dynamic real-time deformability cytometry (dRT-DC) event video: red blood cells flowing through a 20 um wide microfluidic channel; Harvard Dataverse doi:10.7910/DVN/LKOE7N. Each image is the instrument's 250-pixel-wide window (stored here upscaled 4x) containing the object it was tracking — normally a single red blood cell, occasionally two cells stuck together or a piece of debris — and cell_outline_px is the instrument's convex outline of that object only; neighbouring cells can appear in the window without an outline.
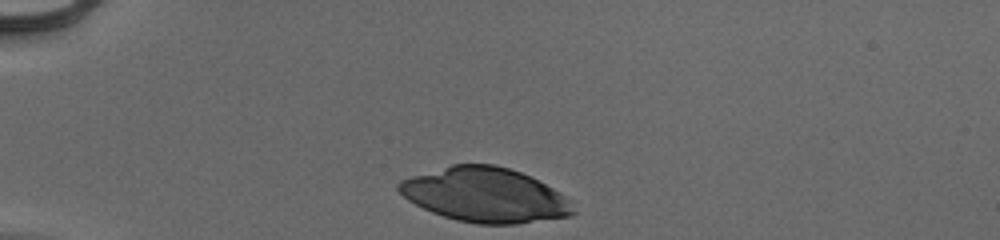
{"species": "human", "species_latin": "Homo sapiens", "temperature_condition": "cold", "stored_images_in_passage": 32, "camera_frame_rate_fps": 3000, "um_per_image_px": 0.085, "donor": {"sex": "male"}, "frame": {"image": 1, "passage_image": 1, "time_ms": 0.0, "image_size_px": [1000, 240], "cell_outline_px": [[576, 212], [572, 216], [516, 224], [476, 224], [456, 220], [432, 212], [408, 200], [396, 188], [396, 184], [400, 180], [412, 176], [452, 164], [496, 164], [520, 172], [552, 188], [572, 200]], "centroid_in_image_um": [41.25, 16.58], "position_along_channel_um": 43.8, "area_um2": 55.31}}